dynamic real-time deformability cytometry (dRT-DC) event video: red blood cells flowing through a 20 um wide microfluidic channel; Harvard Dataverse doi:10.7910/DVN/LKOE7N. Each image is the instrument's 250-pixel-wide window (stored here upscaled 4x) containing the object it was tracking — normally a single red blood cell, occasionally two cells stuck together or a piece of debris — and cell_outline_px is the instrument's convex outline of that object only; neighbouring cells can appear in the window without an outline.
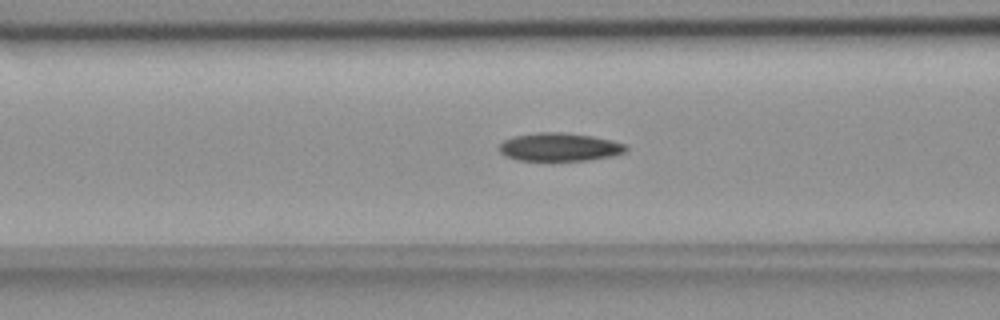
{"species": "common noctule bat (a hibernating species)", "species_latin": "Nyctalus noctula", "temperature_condition": "room temperature", "stored_images_in_passage": 55, "camera_frame_rate_fps": 3000, "um_per_image_px": 0.085, "animal": {"sex": "female", "body_mass_g": 18.4}, "frame": {"image": 1, "passage_image": 22, "time_ms": 7.0, "image_size_px": [1000, 320], "cell_outline_px": [[628, 148], [624, 152], [612, 156], [588, 160], [516, 160], [504, 156], [500, 152], [500, 144], [504, 140], [512, 136], [536, 132], [564, 132], [592, 136], [612, 140], [624, 144]], "centroid_in_image_um": [47.53, 12.49], "position_along_channel_um": 119.1, "area_um2": 20.87}}
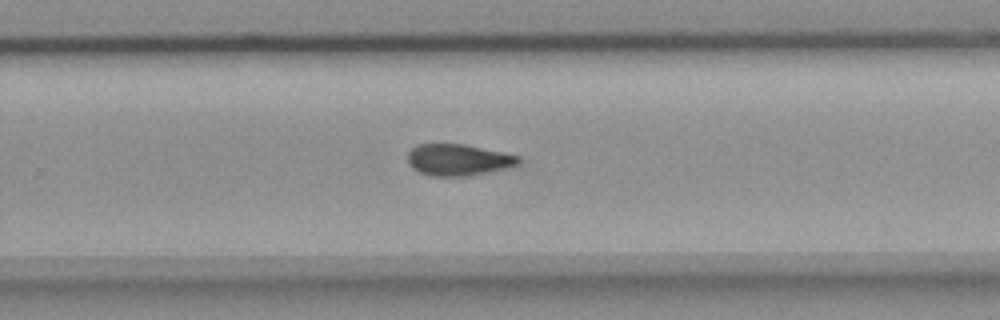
{"frame": {"image": 2, "passage_image": 36, "time_ms": 11.667, "image_size_px": [1000, 320], "cell_outline_px": [[520, 164], [504, 168], [464, 176], [432, 176], [420, 172], [412, 168], [408, 164], [408, 152], [416, 144], [464, 144], [504, 152], [520, 156]], "centroid_in_image_um": [38.93, 13.57], "position_along_channel_um": 290.9, "area_um2": 20.23}}
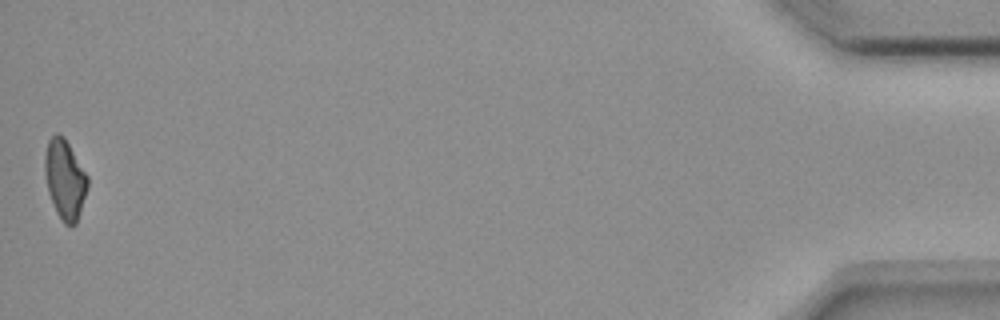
{"frame": {"image": 3, "passage_image": 55, "time_ms": 18.0, "image_size_px": [1000, 320], "cell_outline_px": [[88, 188], [76, 224], [72, 228], [64, 224], [56, 212], [48, 192], [44, 172], [44, 156], [48, 140], [56, 132], [64, 136], [88, 176]], "centroid_in_image_um": [5.51, 15.26], "position_along_channel_um": 429.7, "area_um2": 20.06}, "authors_computed_cell_mechanics": {"area_um2": 20.5768, "velocity_mm_per_s": 3.6914, "shape_relaxation_time_tau1_ms": null, "shape_relaxation_time_tau2_ms": 7.9887, "deformation_change_tau1": null, "deformation_change_tau2": 0.1372}}